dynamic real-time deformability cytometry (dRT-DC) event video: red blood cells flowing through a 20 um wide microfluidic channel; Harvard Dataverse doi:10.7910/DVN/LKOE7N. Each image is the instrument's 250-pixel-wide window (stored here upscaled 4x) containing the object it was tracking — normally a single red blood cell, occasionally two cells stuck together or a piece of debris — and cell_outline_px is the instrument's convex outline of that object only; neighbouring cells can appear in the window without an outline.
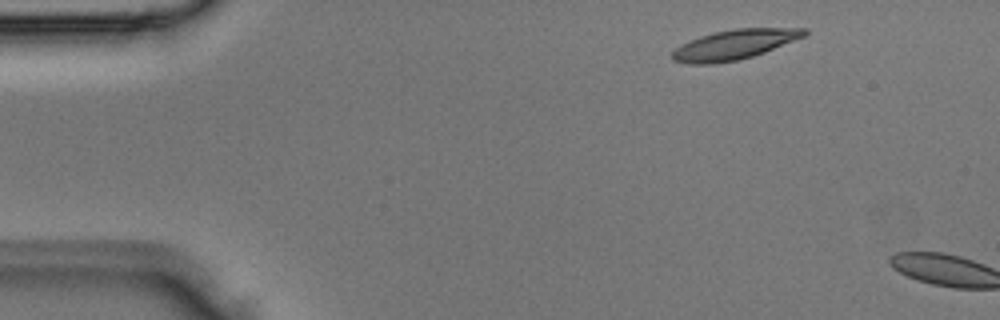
{"species": "Egyptian fruit bat (a non-hibernating species)", "species_latin": "Rousettus aegyptiacus", "temperature_condition": "room temperature", "stored_images_in_passage": 2, "camera_frame_rate_fps": 3000, "um_per_image_px": 0.085, "animal": {"sex": "male"}, "frame": {"image": 1, "passage_image": 1, "time_ms": 0.0, "image_size_px": [1000, 320], "cell_outline_px": [[808, 32], [804, 36], [764, 52], [752, 56], [736, 60], [712, 64], [692, 64], [672, 60], [672, 52], [676, 48], [700, 36], [732, 28], [808, 28]], "centroid_in_image_um": [62.43, 3.78], "position_along_channel_um": 22.6, "area_um2": 22.54}}